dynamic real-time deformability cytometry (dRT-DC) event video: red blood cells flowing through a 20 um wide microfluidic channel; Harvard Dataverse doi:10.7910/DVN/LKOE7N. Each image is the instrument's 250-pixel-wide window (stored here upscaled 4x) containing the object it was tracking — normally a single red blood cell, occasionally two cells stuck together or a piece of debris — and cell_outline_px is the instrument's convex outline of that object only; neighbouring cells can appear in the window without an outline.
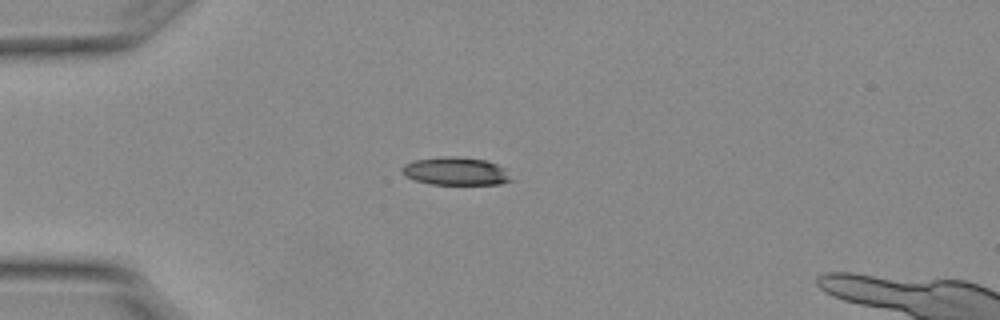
{"species": "Egyptian fruit bat (a non-hibernating species)", "species_latin": "Rousettus aegyptiacus", "temperature_condition": "warm", "stored_images_in_passage": 5, "camera_frame_rate_fps": 3000, "um_per_image_px": 0.085, "animal": {"sex": "female"}, "frame": {"image": 1, "passage_image": 1, "time_ms": 0.0, "image_size_px": [1000, 320], "cell_outline_px": [[512, 180], [500, 184], [428, 184], [404, 176], [400, 172], [400, 168], [404, 164], [416, 160], [444, 156], [456, 156], [484, 160], [496, 164], [504, 168]], "centroid_in_image_um": [38.68, 14.55], "position_along_channel_um": 46.3, "area_um2": 17.74}}
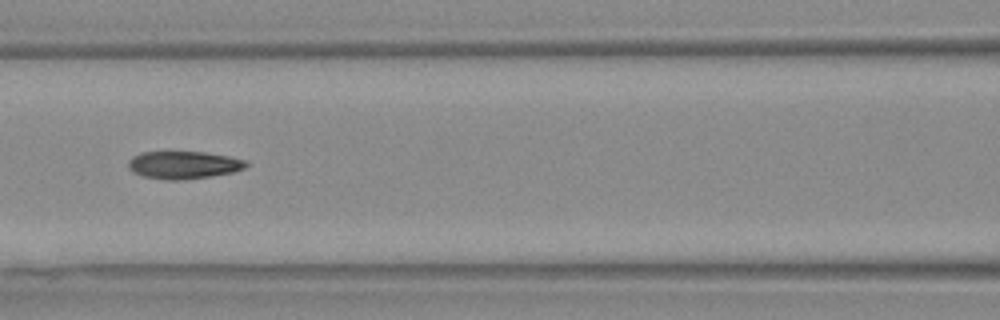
{"frame": {"image": 2, "passage_image": 4, "time_ms": 1.0, "image_size_px": [1000, 320], "cell_outline_px": [[248, 164], [244, 168], [232, 172], [212, 176], [180, 180], [168, 180], [144, 176], [132, 172], [128, 168], [128, 160], [132, 156], [140, 152], [204, 152], [228, 156], [244, 160]], "centroid_in_image_um": [15.56, 14.02], "position_along_channel_um": 151.0, "area_um2": 18.9}}
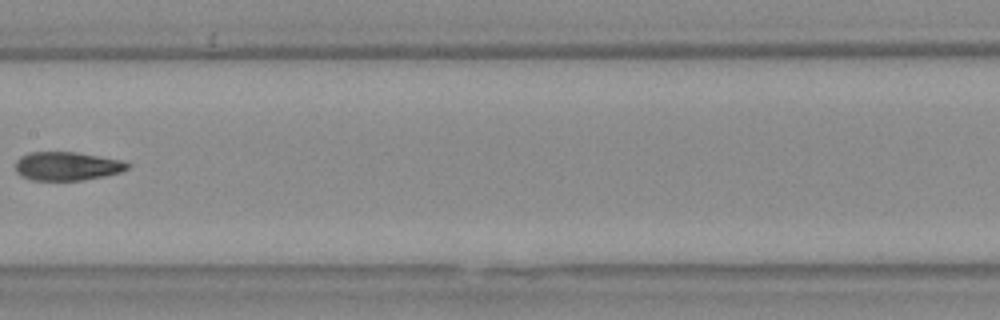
{"frame": {"image": 3, "passage_image": 5, "time_ms": 1.333, "image_size_px": [1000, 320], "cell_outline_px": [[132, 164], [128, 168], [120, 172], [104, 176], [84, 180], [32, 180], [20, 176], [16, 172], [16, 160], [20, 156], [28, 152], [72, 152], [120, 160]], "centroid_in_image_um": [5.66, 14.13], "position_along_channel_um": 201.7, "area_um2": 18.61}}